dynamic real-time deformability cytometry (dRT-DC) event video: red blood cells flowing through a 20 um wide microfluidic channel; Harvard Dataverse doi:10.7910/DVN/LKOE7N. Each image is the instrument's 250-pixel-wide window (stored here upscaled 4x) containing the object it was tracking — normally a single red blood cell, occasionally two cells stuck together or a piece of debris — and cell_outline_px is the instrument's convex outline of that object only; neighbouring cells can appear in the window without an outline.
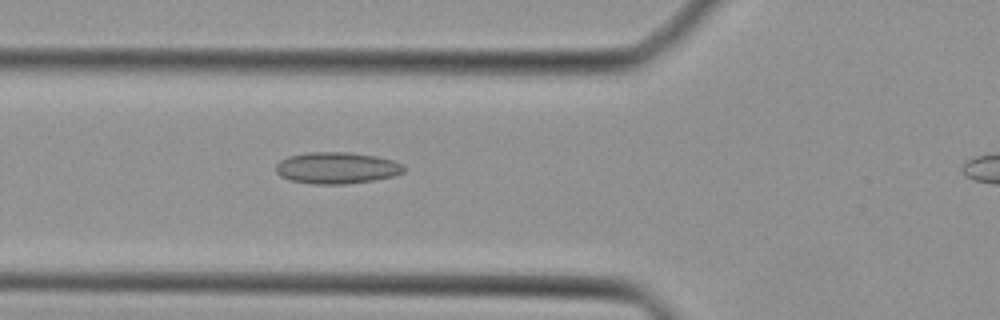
{"species": "Egyptian fruit bat (a non-hibernating species)", "species_latin": "Rousettus aegyptiacus", "temperature_condition": "cold", "stored_images_in_passage": 40, "camera_frame_rate_fps": 3000, "um_per_image_px": 0.085, "animal": {"sex": "female"}, "frame": {"image": 1, "passage_image": 16, "time_ms": 5.0, "image_size_px": [1000, 320], "cell_outline_px": [[404, 172], [392, 176], [376, 180], [348, 184], [312, 184], [288, 180], [280, 176], [276, 172], [276, 164], [280, 160], [288, 156], [308, 152], [348, 152], [376, 156], [392, 160], [404, 164]], "centroid_in_image_um": [28.61, 14.28], "position_along_channel_um": 97.2, "area_um2": 23.76}}
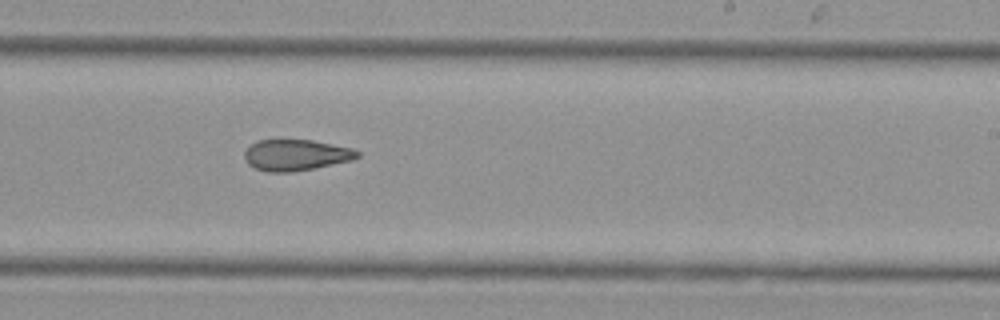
{"frame": {"image": 2, "passage_image": 27, "time_ms": 8.667, "image_size_px": [1000, 320], "cell_outline_px": [[360, 156], [352, 160], [292, 172], [268, 172], [256, 168], [248, 164], [244, 156], [244, 152], [256, 140], [312, 140], [352, 148], [360, 152]], "centroid_in_image_um": [25.15, 13.17], "position_along_channel_um": 263.8, "area_um2": 20.29}}
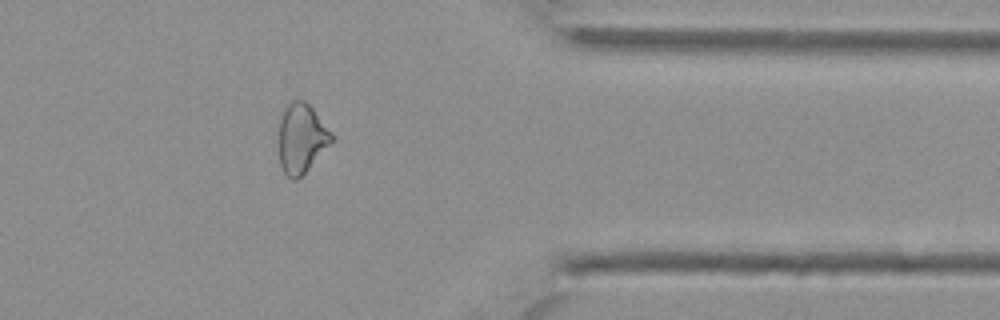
{"frame": {"image": 3, "passage_image": 36, "time_ms": 11.667, "image_size_px": [1000, 320], "cell_outline_px": [[332, 140], [304, 172], [296, 180], [292, 180], [284, 172], [280, 164], [280, 120], [284, 108], [292, 100], [304, 100], [312, 108], [332, 132]], "centroid_in_image_um": [25.61, 11.72], "position_along_channel_um": 385.8, "area_um2": 20.63}}